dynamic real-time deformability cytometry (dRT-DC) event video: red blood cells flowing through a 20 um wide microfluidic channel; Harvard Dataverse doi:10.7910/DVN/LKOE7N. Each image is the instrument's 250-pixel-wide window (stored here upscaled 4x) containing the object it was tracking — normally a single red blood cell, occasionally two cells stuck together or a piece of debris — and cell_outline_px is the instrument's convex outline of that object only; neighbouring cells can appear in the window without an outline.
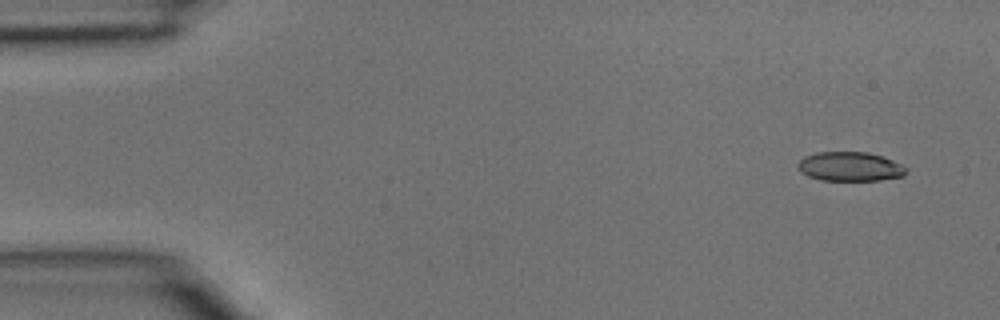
{"species": "common noctule bat (a hibernating species)", "species_latin": "Nyctalus noctula", "temperature_condition": "room temperature", "stored_images_in_passage": 4, "camera_frame_rate_fps": 3000, "um_per_image_px": 0.085, "animal": {"sex": "male", "body_mass_g": 15.6}, "frame": {"image": 1, "passage_image": 1, "time_ms": 0.0, "image_size_px": [1000, 320], "cell_outline_px": [[908, 172], [904, 176], [880, 180], [820, 180], [808, 176], [800, 172], [796, 168], [796, 164], [804, 156], [816, 152], [868, 152], [892, 160], [908, 168]], "centroid_in_image_um": [72.22, 14.16], "position_along_channel_um": 12.8, "area_um2": 18.61}}
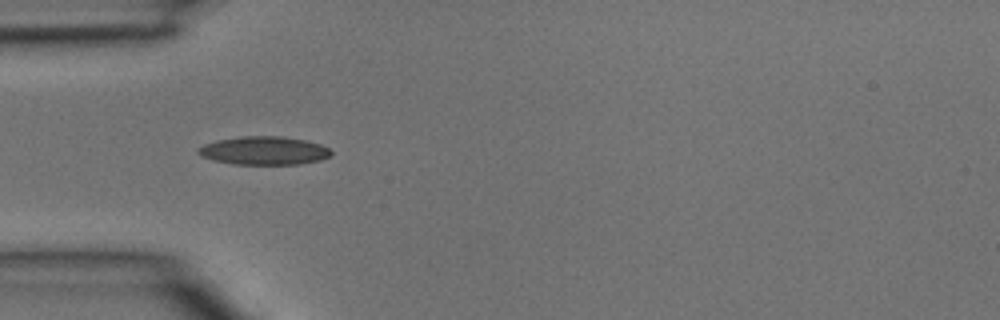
{"frame": {"image": 2, "passage_image": 3, "time_ms": 0.667, "image_size_px": [1000, 320], "cell_outline_px": [[332, 152], [328, 156], [320, 160], [300, 164], [236, 164], [212, 160], [200, 156], [196, 152], [196, 148], [204, 144], [216, 140], [240, 136], [280, 136], [308, 140], [320, 144], [328, 148]], "centroid_in_image_um": [22.39, 12.79], "position_along_channel_um": 62.6, "area_um2": 22.08}}